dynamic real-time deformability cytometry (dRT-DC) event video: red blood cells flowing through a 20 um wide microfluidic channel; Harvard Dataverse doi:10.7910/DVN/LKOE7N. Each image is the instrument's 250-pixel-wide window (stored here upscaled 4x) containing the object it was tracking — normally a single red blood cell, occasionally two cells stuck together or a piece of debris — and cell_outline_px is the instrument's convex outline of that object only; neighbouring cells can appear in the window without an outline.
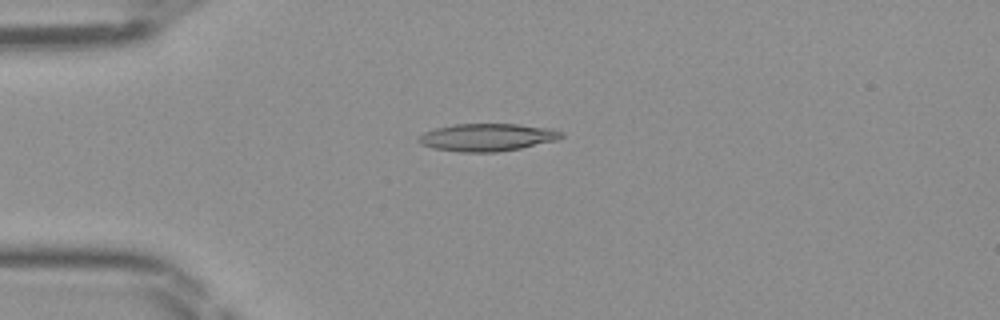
{"species": "Egyptian fruit bat (a non-hibernating species)", "species_latin": "Rousettus aegyptiacus", "temperature_condition": "room temperature", "stored_images_in_passage": 47, "camera_frame_rate_fps": 3000, "um_per_image_px": 0.085, "frame": {"image": 1, "passage_image": 12, "time_ms": 3.667, "image_size_px": [1000, 320], "cell_outline_px": [[564, 136], [556, 140], [520, 148], [496, 152], [460, 152], [432, 148], [420, 144], [416, 140], [416, 136], [424, 132], [436, 128], [456, 124], [516, 124], [552, 128], [564, 132]], "centroid_in_image_um": [41.38, 11.67], "position_along_channel_um": 43.6, "area_um2": 23.06}}
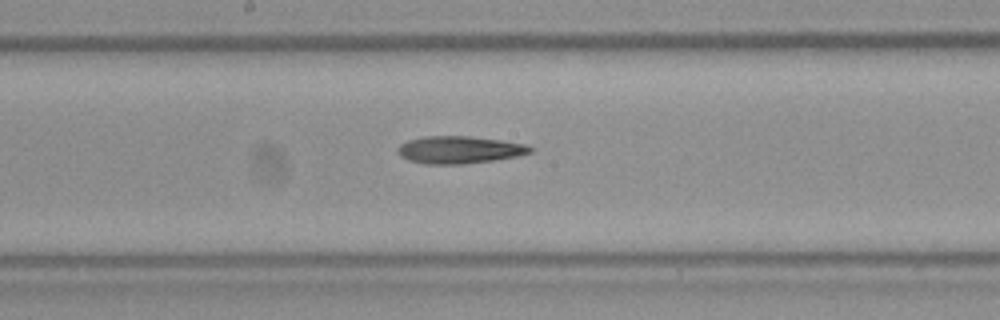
{"frame": {"image": 2, "passage_image": 25, "time_ms": 8.0, "image_size_px": [1000, 320], "cell_outline_px": [[532, 152], [516, 156], [492, 160], [464, 164], [424, 164], [408, 160], [400, 156], [396, 152], [396, 148], [400, 144], [408, 140], [424, 136], [468, 136], [500, 140], [528, 144], [532, 148]], "centroid_in_image_um": [39.0, 12.73], "position_along_channel_um": 209.2, "area_um2": 21.21}}
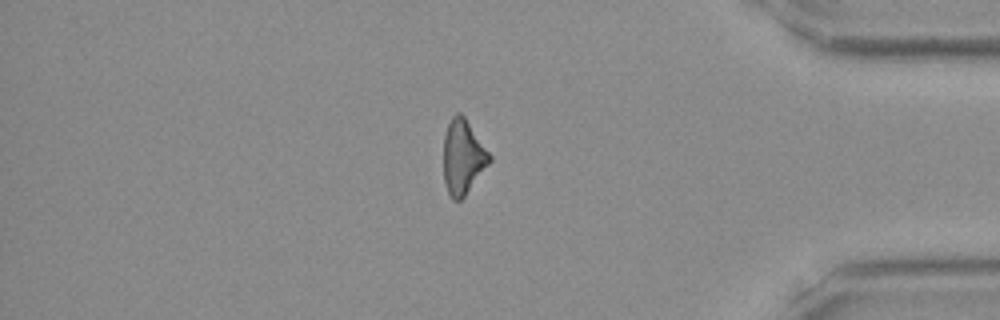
{"frame": {"image": 3, "passage_image": 40, "time_ms": 13.0, "image_size_px": [1000, 320], "cell_outline_px": [[492, 160], [464, 196], [460, 200], [452, 200], [448, 192], [444, 180], [444, 136], [448, 124], [452, 116], [456, 112], [460, 112], [464, 116], [492, 156]], "centroid_in_image_um": [39.35, 13.33], "position_along_channel_um": 395.9, "area_um2": 19.77}}